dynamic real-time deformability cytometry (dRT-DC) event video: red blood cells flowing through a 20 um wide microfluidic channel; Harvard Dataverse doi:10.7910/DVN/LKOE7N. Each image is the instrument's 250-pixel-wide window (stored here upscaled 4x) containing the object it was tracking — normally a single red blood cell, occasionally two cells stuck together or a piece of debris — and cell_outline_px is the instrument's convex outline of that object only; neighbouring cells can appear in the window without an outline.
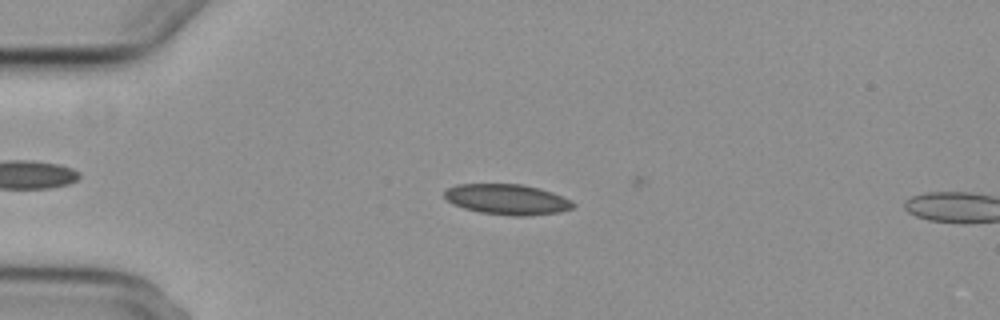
{"species": "common noctule bat (a hibernating species)", "species_latin": "Nyctalus noctula", "temperature_condition": "cold", "stored_images_in_passage": 4, "camera_frame_rate_fps": 3000, "um_per_image_px": 0.085, "animal": {"sex": "female", "body_mass_g": 29.2, "forearm_length_mm": 56.3}, "frame": {"image": 1, "passage_image": 3, "time_ms": 3.333, "image_size_px": [1000, 320], "cell_outline_px": [[576, 204], [572, 208], [560, 212], [528, 216], [512, 216], [480, 212], [464, 208], [452, 204], [444, 196], [444, 192], [448, 188], [456, 184], [524, 184], [540, 188], [564, 196], [572, 200]], "centroid_in_image_um": [43.14, 16.95], "position_along_channel_um": 41.9, "area_um2": 23.06}}